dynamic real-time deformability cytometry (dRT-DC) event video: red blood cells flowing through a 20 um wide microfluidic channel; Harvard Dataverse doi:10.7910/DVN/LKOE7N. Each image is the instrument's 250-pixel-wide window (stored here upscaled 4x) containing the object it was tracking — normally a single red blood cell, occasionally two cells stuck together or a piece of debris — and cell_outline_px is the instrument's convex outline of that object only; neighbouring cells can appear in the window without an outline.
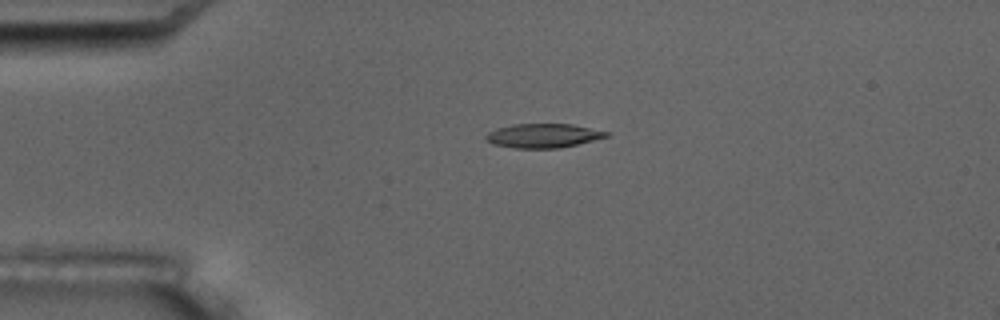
{"species": "common noctule bat (a hibernating species)", "species_latin": "Nyctalus noctula", "temperature_condition": "room temperature", "stored_images_in_passage": 5, "camera_frame_rate_fps": 3000, "um_per_image_px": 0.085, "animal": {"sex": "male", "body_mass_g": 17.5, "forearm_length_mm": 52.3}, "frame": {"image": 1, "passage_image": 4, "time_ms": 4.0, "image_size_px": [1000, 320], "cell_outline_px": [[608, 136], [560, 148], [516, 148], [492, 144], [484, 136], [488, 132], [496, 128], [512, 124], [572, 124], [608, 132]], "centroid_in_image_um": [46.11, 11.53], "position_along_channel_um": 38.9, "area_um2": 16.7}}